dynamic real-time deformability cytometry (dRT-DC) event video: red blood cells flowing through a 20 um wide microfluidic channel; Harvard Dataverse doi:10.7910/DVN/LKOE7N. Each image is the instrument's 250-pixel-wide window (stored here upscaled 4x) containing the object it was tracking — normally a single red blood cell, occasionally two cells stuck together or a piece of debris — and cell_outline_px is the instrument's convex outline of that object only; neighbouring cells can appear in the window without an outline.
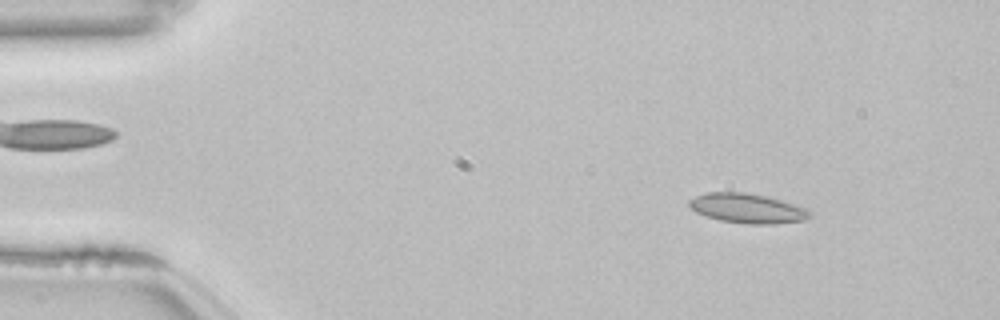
{"species": "common noctule bat (a hibernating species)", "species_latin": "Nyctalus noctula", "temperature_condition": "room temperature", "stored_images_in_passage": 49, "camera_frame_rate_fps": 3000, "um_per_image_px": 0.085, "animal": {"sex": "female", "body_mass_g": 22.7, "forearm_length_mm": 54.2}, "frame": {"image": 1, "passage_image": 3, "time_ms": 0.667, "image_size_px": [1000, 320], "cell_outline_px": [[812, 216], [804, 220], [772, 224], [748, 224], [720, 220], [696, 212], [688, 204], [688, 200], [696, 196], [708, 192], [744, 192], [764, 196], [796, 204], [812, 212]], "centroid_in_image_um": [63.54, 17.71], "position_along_channel_um": 21.5, "area_um2": 20.63}}
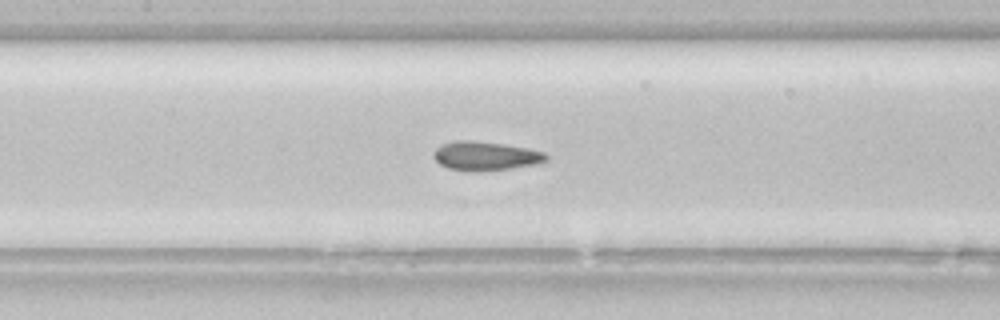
{"frame": {"image": 2, "passage_image": 21, "time_ms": 6.667, "image_size_px": [1000, 320], "cell_outline_px": [[548, 160], [536, 164], [512, 168], [480, 172], [472, 172], [448, 168], [440, 164], [432, 156], [432, 152], [436, 148], [444, 144], [456, 140], [468, 140], [504, 144], [544, 152], [548, 156]], "centroid_in_image_um": [41.24, 13.27], "position_along_channel_um": 166.2, "area_um2": 19.02}}
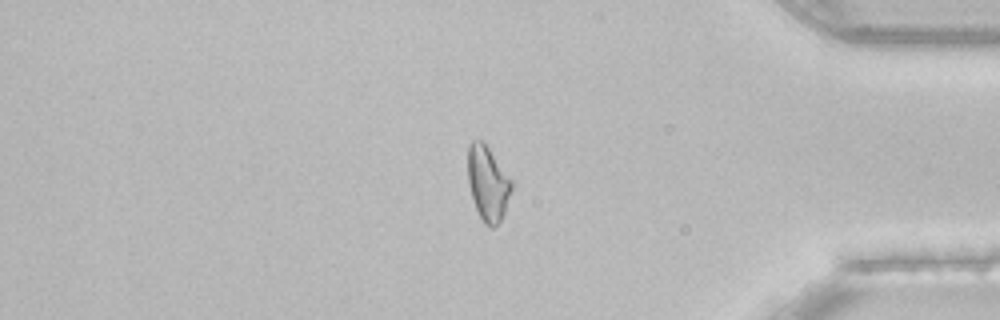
{"frame": {"image": 3, "passage_image": 41, "time_ms": 13.333, "image_size_px": [1000, 320], "cell_outline_px": [[512, 188], [504, 212], [500, 220], [492, 228], [484, 224], [476, 208], [468, 184], [468, 144], [472, 140], [484, 140], [512, 180]], "centroid_in_image_um": [41.45, 15.53], "position_along_channel_um": 393.7, "area_um2": 19.02}, "authors_computed_cell_mechanics": {"area_um2": 19.0162, "velocity_mm_per_s": 3.8533, "shape_relaxation_time_tau1_ms": 6.8886, "shape_relaxation_time_tau2_ms": 2.2315, "deformation_change_tau1": 0.1533, "deformation_change_tau2": 0.1014}}